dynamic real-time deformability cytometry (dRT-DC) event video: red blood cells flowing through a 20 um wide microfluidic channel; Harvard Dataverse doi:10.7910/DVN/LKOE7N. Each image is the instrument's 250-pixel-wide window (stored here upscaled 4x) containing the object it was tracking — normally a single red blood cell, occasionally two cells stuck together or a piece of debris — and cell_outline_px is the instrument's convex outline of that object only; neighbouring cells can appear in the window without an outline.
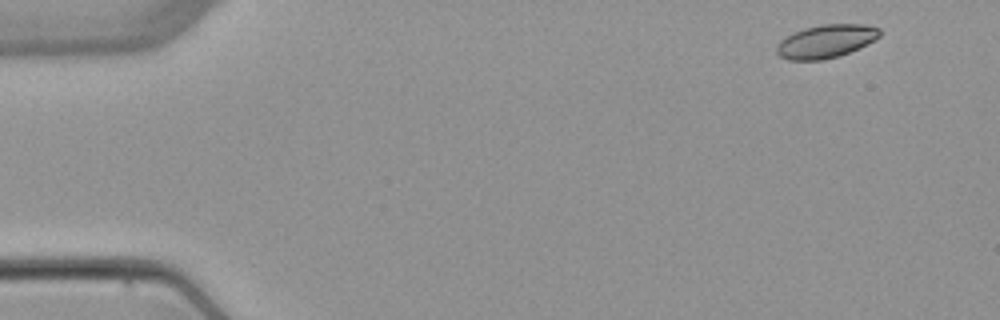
{"species": "common noctule bat (a hibernating species)", "species_latin": "Nyctalus noctula", "temperature_condition": "warm", "stored_images_in_passage": 4, "camera_frame_rate_fps": 3000, "um_per_image_px": 0.085, "animal": {"sex": "female", "body_mass_g": 22.7, "forearm_length_mm": 54.2}, "frame": {"image": 1, "passage_image": 1, "time_ms": 0.0, "image_size_px": [1000, 320], "cell_outline_px": [[880, 36], [860, 48], [840, 56], [824, 60], [788, 60], [780, 56], [776, 52], [776, 48], [780, 40], [804, 28], [820, 24], [864, 24], [880, 28]], "centroid_in_image_um": [70.22, 3.51], "position_along_channel_um": 14.8, "area_um2": 20.0}}
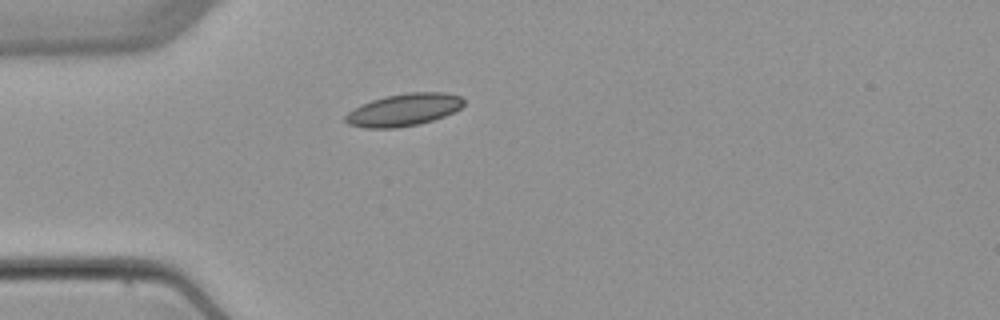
{"frame": {"image": 2, "passage_image": 4, "time_ms": 3.667, "image_size_px": [1000, 320], "cell_outline_px": [[464, 104], [460, 108], [444, 116], [420, 124], [396, 128], [364, 128], [348, 124], [344, 120], [344, 116], [348, 112], [360, 104], [384, 96], [408, 92], [444, 92], [460, 96], [464, 100]], "centroid_in_image_um": [34.29, 9.33], "position_along_channel_um": 50.7, "area_um2": 22.43}}